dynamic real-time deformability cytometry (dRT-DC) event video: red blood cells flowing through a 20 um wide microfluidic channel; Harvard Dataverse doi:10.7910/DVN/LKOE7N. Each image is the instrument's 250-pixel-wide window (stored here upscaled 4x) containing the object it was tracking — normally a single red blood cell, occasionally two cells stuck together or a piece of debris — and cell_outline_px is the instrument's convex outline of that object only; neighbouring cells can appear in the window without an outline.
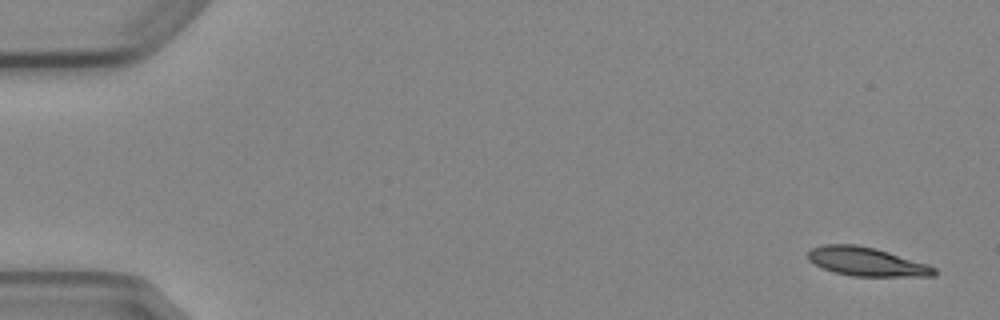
{"species": "Egyptian fruit bat (a non-hibernating species)", "species_latin": "Rousettus aegyptiacus", "temperature_condition": "cold", "stored_images_in_passage": 5, "camera_frame_rate_fps": 3000, "um_per_image_px": 0.085, "animal": {"sex": "female"}, "frame": {"image": 1, "passage_image": 1, "time_ms": 0.0, "image_size_px": [1000, 320], "cell_outline_px": [[936, 276], [852, 276], [836, 272], [824, 268], [808, 260], [808, 252], [812, 248], [824, 244], [856, 244], [876, 248], [928, 264], [936, 268]], "centroid_in_image_um": [73.68, 22.23], "position_along_channel_um": 11.3, "area_um2": 21.04}}
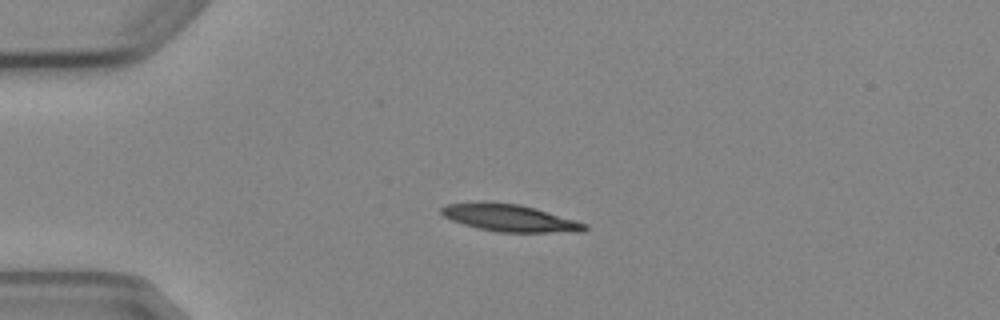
{"frame": {"image": 2, "passage_image": 4, "time_ms": 3.667, "image_size_px": [1000, 320], "cell_outline_px": [[588, 228], [584, 232], [500, 232], [480, 228], [464, 224], [452, 220], [444, 216], [440, 212], [440, 208], [444, 204], [476, 200], [488, 200], [520, 204], [536, 208], [576, 220], [588, 224]], "centroid_in_image_um": [43.3, 18.49], "position_along_channel_um": 41.7, "area_um2": 23.24}}